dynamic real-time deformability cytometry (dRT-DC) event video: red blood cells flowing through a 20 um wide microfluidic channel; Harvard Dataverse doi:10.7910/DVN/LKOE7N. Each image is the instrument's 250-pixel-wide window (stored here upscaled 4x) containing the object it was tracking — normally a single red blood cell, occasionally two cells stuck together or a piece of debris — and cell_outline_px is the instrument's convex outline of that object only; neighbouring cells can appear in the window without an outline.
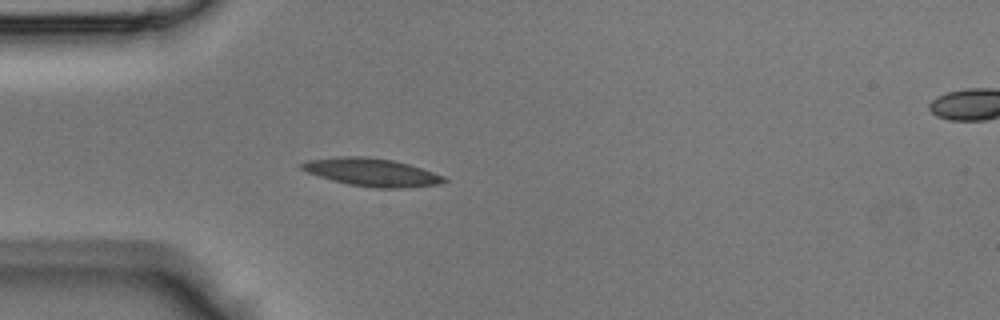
{"species": "Egyptian fruit bat (a non-hibernating species)", "species_latin": "Rousettus aegyptiacus", "temperature_condition": "room temperature", "stored_images_in_passage": 32, "camera_frame_rate_fps": 3000, "um_per_image_px": 0.085, "animal": {"sex": "male"}, "frame": {"image": 1, "passage_image": 1, "time_ms": 0.0, "image_size_px": [1000, 320], "cell_outline_px": [[448, 180], [440, 184], [408, 188], [376, 188], [348, 184], [332, 180], [308, 172], [300, 168], [300, 164], [304, 160], [336, 156], [364, 156], [392, 160], [408, 164], [444, 176]], "centroid_in_image_um": [31.58, 14.64], "position_along_channel_um": 53.4, "area_um2": 23.18}}
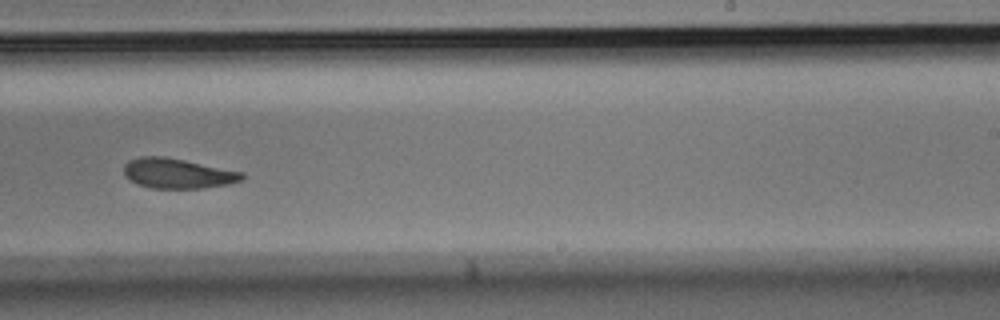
{"frame": {"image": 2, "passage_image": 16, "time_ms": 5.0, "image_size_px": [1000, 320], "cell_outline_px": [[244, 180], [228, 184], [200, 188], [152, 188], [140, 184], [124, 176], [124, 164], [128, 160], [140, 156], [164, 156], [244, 172]], "centroid_in_image_um": [15.11, 14.73], "position_along_channel_um": 273.9, "area_um2": 20.58}}
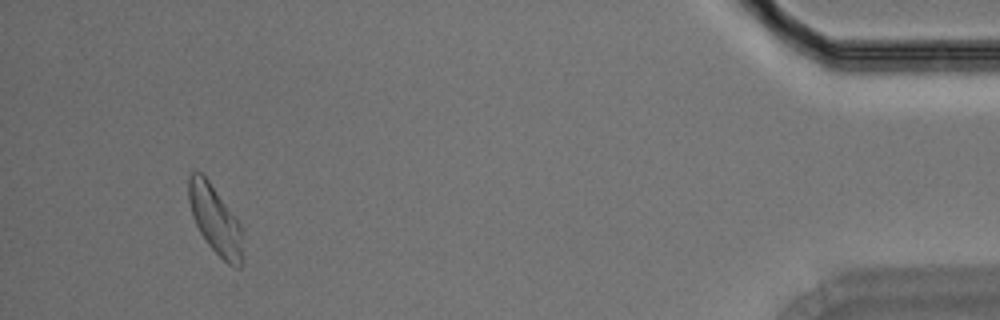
{"frame": {"image": 3, "passage_image": 30, "time_ms": 9.667, "image_size_px": [1000, 320], "cell_outline_px": [[244, 264], [240, 268], [236, 268], [228, 264], [208, 244], [200, 232], [192, 216], [188, 200], [188, 176], [192, 172], [200, 172], [208, 180], [240, 224], [244, 260]], "centroid_in_image_um": [18.3, 18.72], "position_along_channel_um": 416.9, "area_um2": 21.39}}